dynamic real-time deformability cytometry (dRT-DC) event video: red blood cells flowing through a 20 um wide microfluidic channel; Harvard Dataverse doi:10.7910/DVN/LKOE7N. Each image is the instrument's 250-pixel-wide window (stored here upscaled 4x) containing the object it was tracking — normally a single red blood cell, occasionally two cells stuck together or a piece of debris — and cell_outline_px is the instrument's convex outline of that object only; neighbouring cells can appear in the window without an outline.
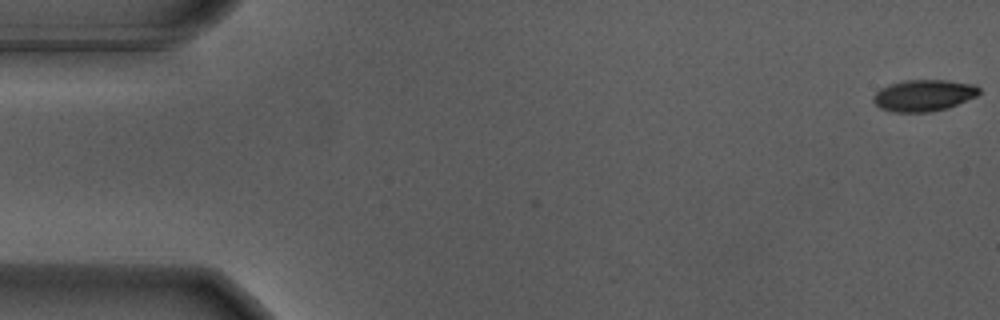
{"species": "Egyptian fruit bat (a non-hibernating species)", "species_latin": "Rousettus aegyptiacus", "temperature_condition": "warm", "stored_images_in_passage": 56, "camera_frame_rate_fps": 3000, "um_per_image_px": 0.085, "animal": {"sex": "male"}, "frame": {"image": 1, "passage_image": 1, "time_ms": 0.0, "image_size_px": [1000, 320], "cell_outline_px": [[980, 92], [976, 96], [948, 108], [932, 112], [892, 112], [880, 108], [872, 100], [872, 96], [880, 88], [904, 80], [944, 80], [976, 84], [980, 88]], "centroid_in_image_um": [78.52, 8.11], "position_along_channel_um": 6.5, "area_um2": 19.54}}
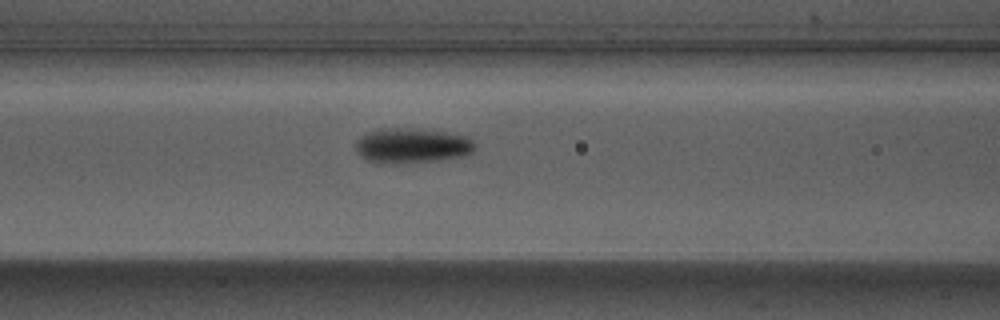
{"frame": {"image": 2, "passage_image": 23, "time_ms": 7.333, "image_size_px": [1000, 320], "cell_outline_px": [[476, 148], [472, 152], [460, 156], [436, 160], [396, 164], [376, 164], [368, 160], [356, 152], [356, 140], [364, 132], [380, 128], [396, 128], [444, 132], [468, 136], [476, 144]], "centroid_in_image_um": [34.96, 12.39], "position_along_channel_um": 131.6, "area_um2": 24.39}}
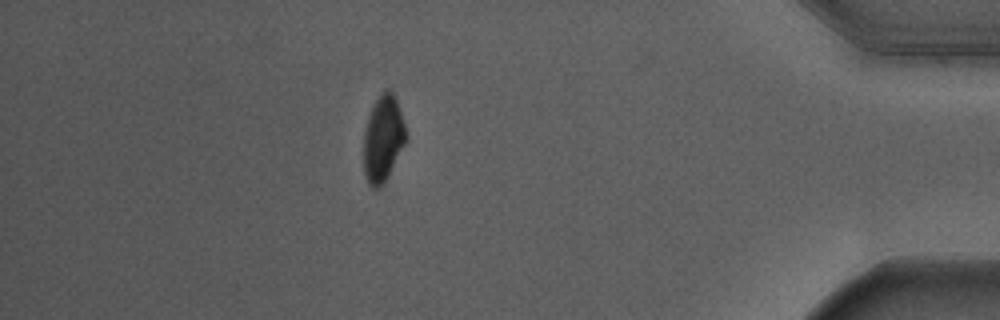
{"frame": {"image": 3, "passage_image": 49, "time_ms": 16.0, "image_size_px": [1000, 320], "cell_outline_px": [[408, 136], [388, 176], [376, 188], [372, 188], [368, 184], [364, 172], [364, 132], [368, 116], [372, 104], [384, 88], [388, 88], [392, 92], [396, 100]], "centroid_in_image_um": [32.54, 11.73], "position_along_channel_um": 402.7, "area_um2": 21.04}, "authors_computed_cell_mechanics": {"area_um2": 21.1837, "velocity_mm_per_s": 3.7025, "shape_relaxation_time_tau1_ms": 2.6983, "shape_relaxation_time_tau2_ms": null, "deformation_change_tau1": 0.1453, "deformation_change_tau2": null}}